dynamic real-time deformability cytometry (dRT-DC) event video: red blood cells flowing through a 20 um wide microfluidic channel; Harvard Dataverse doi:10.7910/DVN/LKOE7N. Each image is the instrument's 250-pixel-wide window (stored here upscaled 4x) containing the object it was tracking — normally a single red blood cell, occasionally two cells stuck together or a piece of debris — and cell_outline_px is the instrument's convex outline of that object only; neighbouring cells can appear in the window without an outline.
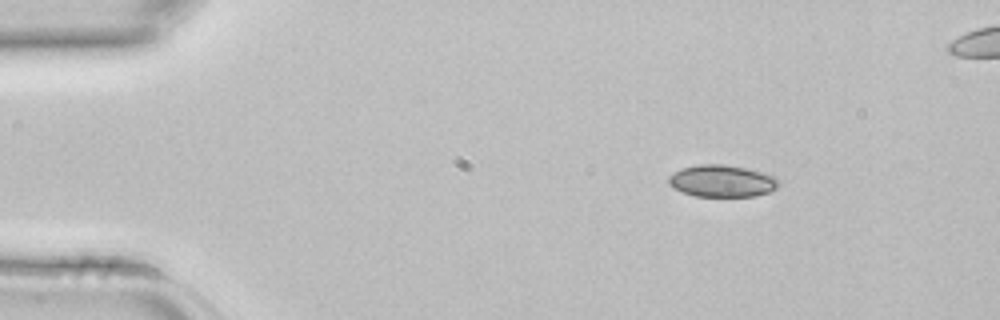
{"species": "common noctule bat (a hibernating species)", "species_latin": "Nyctalus noctula", "temperature_condition": "room temperature", "stored_images_in_passage": 3, "camera_frame_rate_fps": 3000, "um_per_image_px": 0.085, "animal": {"sex": "female", "body_mass_g": 22.7, "forearm_length_mm": 54.2}, "frame": {"image": 1, "passage_image": 1, "time_ms": 0.0, "image_size_px": [1000, 320], "cell_outline_px": [[780, 184], [776, 188], [768, 192], [756, 196], [696, 196], [684, 192], [668, 184], [668, 176], [680, 168], [700, 164], [724, 164], [748, 168], [776, 176], [780, 180]], "centroid_in_image_um": [61.4, 15.37], "position_along_channel_um": 23.6, "area_um2": 20.63}}